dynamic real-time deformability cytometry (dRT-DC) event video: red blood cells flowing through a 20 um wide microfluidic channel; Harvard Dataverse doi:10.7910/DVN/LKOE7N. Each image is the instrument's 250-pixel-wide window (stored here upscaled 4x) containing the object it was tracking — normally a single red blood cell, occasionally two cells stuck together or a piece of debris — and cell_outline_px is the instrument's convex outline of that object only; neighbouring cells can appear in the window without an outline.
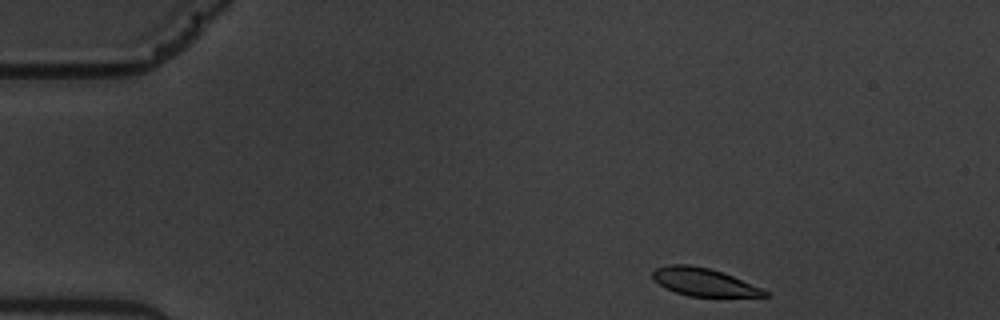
{"species": "common noctule bat (a hibernating species)", "species_latin": "Nyctalus noctula", "temperature_condition": "warm", "stored_images_in_passage": 50, "camera_frame_rate_fps": 3000, "um_per_image_px": 0.085, "animal": {"sex": "male", "body_mass_g": 19.5, "forearm_length_mm": 54.6}, "frame": {"image": 1, "passage_image": 1, "time_ms": 0.0, "image_size_px": [1000, 320], "cell_outline_px": [[772, 296], [688, 296], [664, 288], [652, 280], [652, 272], [656, 268], [668, 264], [688, 264], [708, 268], [724, 272], [760, 288], [768, 292]], "centroid_in_image_um": [59.76, 23.96], "position_along_channel_um": 25.2, "area_um2": 18.15}}
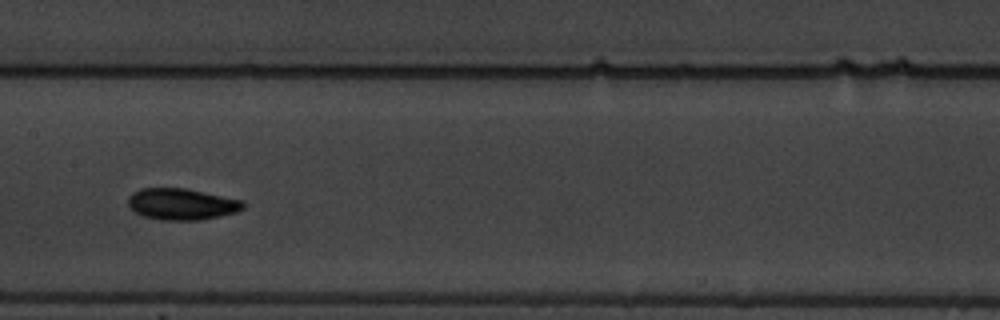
{"frame": {"image": 2, "passage_image": 22, "time_ms": 7.0, "image_size_px": [1000, 320], "cell_outline_px": [[244, 208], [236, 212], [220, 216], [200, 220], [160, 220], [144, 216], [128, 208], [128, 196], [132, 192], [140, 188], [184, 188], [244, 200]], "centroid_in_image_um": [15.42, 17.35], "position_along_channel_um": 192.0, "area_um2": 21.21}}
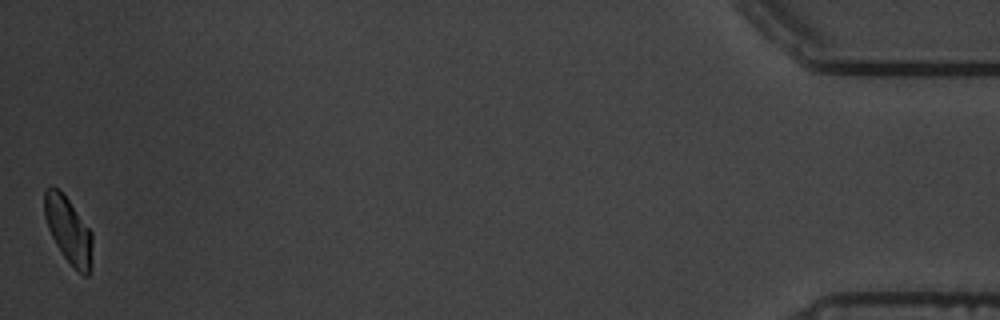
{"frame": {"image": 3, "passage_image": 50, "time_ms": 16.333, "image_size_px": [1000, 320], "cell_outline_px": [[92, 264], [88, 276], [84, 276], [64, 256], [56, 244], [48, 228], [44, 216], [44, 188], [52, 184], [68, 200], [92, 232]], "centroid_in_image_um": [5.81, 19.55], "position_along_channel_um": 429.4, "area_um2": 18.32}, "authors_computed_cell_mechanics": {"area_um2": 19.6809, "velocity_mm_per_s": 3.5008, "shape_relaxation_time_tau1_ms": 5.1574, "shape_relaxation_time_tau2_ms": 3.3103, "deformation_change_tau1": 0.2044, "deformation_change_tau2": 0.079}}